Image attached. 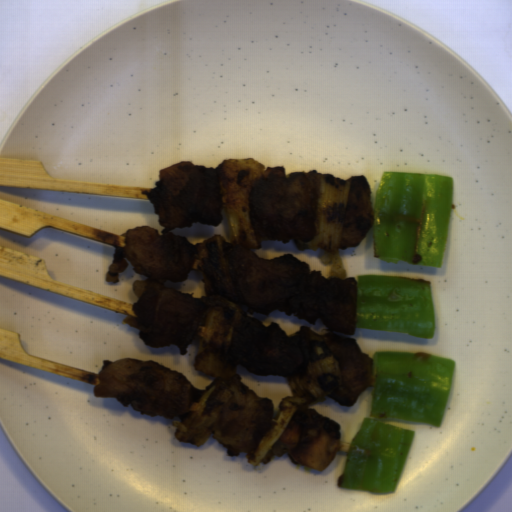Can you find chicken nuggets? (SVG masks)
Returning a JSON list of instances; mask_svg holds the SVG:
<instances>
[{
    "label": "chicken nuggets",
    "instance_id": "1",
    "mask_svg": "<svg viewBox=\"0 0 512 512\" xmlns=\"http://www.w3.org/2000/svg\"><path fill=\"white\" fill-rule=\"evenodd\" d=\"M240 313L234 324L227 361L257 376L303 375L312 356L309 332L302 326L287 334L277 322L263 325L254 312L270 316L275 310L295 315L313 327L321 320L327 328L319 334L338 361L342 383L330 396L342 407H352L373 387L374 358L360 349L356 339L358 280L339 279L309 271V264L292 254L270 259L254 249L226 241L223 246ZM335 332V333H334Z\"/></svg>",
    "mask_w": 512,
    "mask_h": 512
},
{
    "label": "chicken nuggets",
    "instance_id": "2",
    "mask_svg": "<svg viewBox=\"0 0 512 512\" xmlns=\"http://www.w3.org/2000/svg\"><path fill=\"white\" fill-rule=\"evenodd\" d=\"M218 167L195 165L181 160L159 171L151 190L141 191L150 201L157 225L127 229L124 247L115 248L106 283H117L129 264L135 274L148 277L134 280L138 301L131 308L136 317L126 316L122 324L138 329V337L149 348L178 347L183 356L206 325L203 297H194L165 283L184 281L196 261V243L184 235L170 233L194 223L219 226L224 219L223 192Z\"/></svg>",
    "mask_w": 512,
    "mask_h": 512
},
{
    "label": "chicken nuggets",
    "instance_id": "3",
    "mask_svg": "<svg viewBox=\"0 0 512 512\" xmlns=\"http://www.w3.org/2000/svg\"><path fill=\"white\" fill-rule=\"evenodd\" d=\"M323 173L290 172L284 165L267 167L254 182L248 218L260 242L293 240L297 249H311L314 239Z\"/></svg>",
    "mask_w": 512,
    "mask_h": 512
},
{
    "label": "chicken nuggets",
    "instance_id": "4",
    "mask_svg": "<svg viewBox=\"0 0 512 512\" xmlns=\"http://www.w3.org/2000/svg\"><path fill=\"white\" fill-rule=\"evenodd\" d=\"M96 398L117 399L125 406L150 417H179L182 421L194 411L200 396L210 387L199 389L182 373L152 360L122 357L102 360L97 374Z\"/></svg>",
    "mask_w": 512,
    "mask_h": 512
},
{
    "label": "chicken nuggets",
    "instance_id": "5",
    "mask_svg": "<svg viewBox=\"0 0 512 512\" xmlns=\"http://www.w3.org/2000/svg\"><path fill=\"white\" fill-rule=\"evenodd\" d=\"M340 424L314 407H299L281 436L292 463L325 470L342 447Z\"/></svg>",
    "mask_w": 512,
    "mask_h": 512
},
{
    "label": "chicken nuggets",
    "instance_id": "6",
    "mask_svg": "<svg viewBox=\"0 0 512 512\" xmlns=\"http://www.w3.org/2000/svg\"><path fill=\"white\" fill-rule=\"evenodd\" d=\"M274 412L275 404L271 397L260 396L246 385L244 403L239 412L228 425L211 433V437L226 448L227 455L247 454L274 424Z\"/></svg>",
    "mask_w": 512,
    "mask_h": 512
},
{
    "label": "chicken nuggets",
    "instance_id": "7",
    "mask_svg": "<svg viewBox=\"0 0 512 512\" xmlns=\"http://www.w3.org/2000/svg\"><path fill=\"white\" fill-rule=\"evenodd\" d=\"M351 183L339 248H357L374 228L375 210L371 188L364 175L347 179Z\"/></svg>",
    "mask_w": 512,
    "mask_h": 512
}]
</instances>
